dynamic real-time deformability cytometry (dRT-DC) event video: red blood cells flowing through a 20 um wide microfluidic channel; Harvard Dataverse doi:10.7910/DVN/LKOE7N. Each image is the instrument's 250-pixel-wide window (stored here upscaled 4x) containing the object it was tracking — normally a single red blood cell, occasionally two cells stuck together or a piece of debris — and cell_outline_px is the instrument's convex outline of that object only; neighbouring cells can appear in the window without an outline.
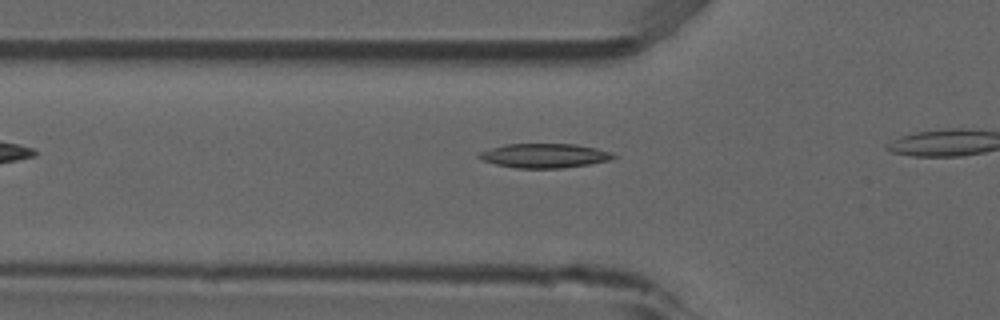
{"species": "common noctule bat (a hibernating species)", "species_latin": "Nyctalus noctula", "temperature_condition": "room temperature", "stored_images_in_passage": 3, "camera_frame_rate_fps": 3000, "um_per_image_px": 0.085, "animal": {"sex": "male", "forearm_length_mm": 52.5}, "frame": {"image": 1, "passage_image": 3, "time_ms": 0.667, "image_size_px": [1000, 320], "cell_outline_px": [[616, 156], [612, 160], [564, 168], [516, 168], [496, 164], [484, 160], [476, 156], [480, 152], [492, 148], [508, 144], [576, 144], [596, 148], [612, 152]], "centroid_in_image_um": [46.32, 13.23], "position_along_channel_um": 79.5, "area_um2": 18.9}}